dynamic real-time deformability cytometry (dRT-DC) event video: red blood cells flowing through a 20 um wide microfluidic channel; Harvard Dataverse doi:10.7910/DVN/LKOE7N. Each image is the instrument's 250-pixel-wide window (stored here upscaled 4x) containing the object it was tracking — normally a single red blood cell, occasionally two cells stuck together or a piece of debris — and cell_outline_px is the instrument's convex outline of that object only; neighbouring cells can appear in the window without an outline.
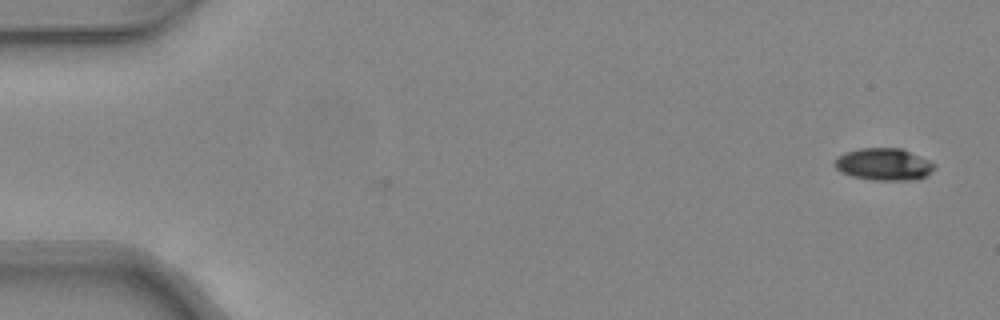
{"species": "common noctule bat (a hibernating species)", "species_latin": "Nyctalus noctula", "temperature_condition": "warm", "stored_images_in_passage": 47, "camera_frame_rate_fps": 3000, "um_per_image_px": 0.085, "animal": {"sex": "female", "body_mass_g": 24.6, "forearm_length_mm": 56.2}, "frame": {"image": 1, "passage_image": 1, "time_ms": 0.0, "image_size_px": [1000, 320], "cell_outline_px": [[936, 168], [932, 172], [916, 180], [872, 180], [852, 176], [840, 172], [836, 168], [836, 160], [844, 152], [860, 148], [900, 148], [928, 160], [936, 164]], "centroid_in_image_um": [75.14, 13.97], "position_along_channel_um": 9.9, "area_um2": 18.55}}
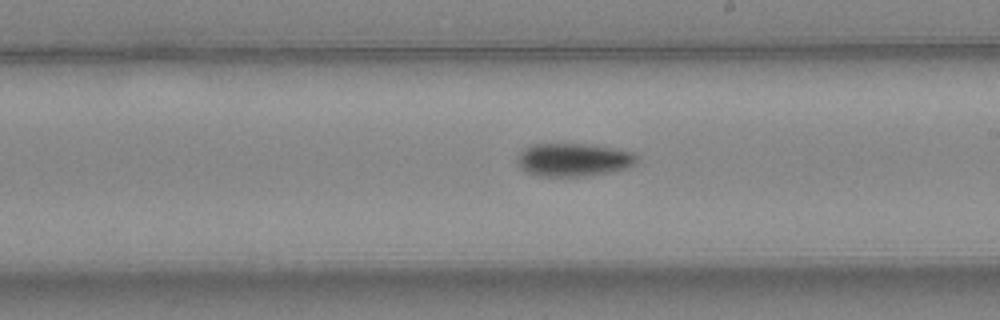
{"frame": {"image": 2, "passage_image": 27, "time_ms": 8.667, "image_size_px": [1000, 320], "cell_outline_px": [[636, 164], [628, 168], [608, 172], [584, 176], [540, 176], [528, 172], [520, 168], [516, 164], [516, 156], [524, 148], [532, 144], [584, 144], [612, 148], [632, 152], [636, 156]], "centroid_in_image_um": [48.69, 13.58], "position_along_channel_um": 240.3, "area_um2": 23.0}}
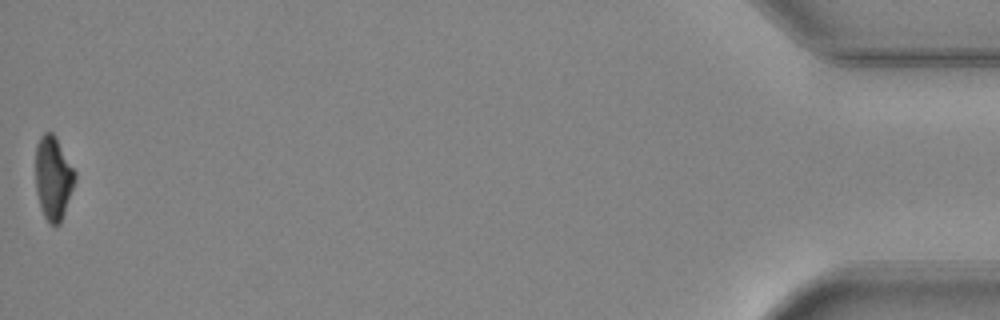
{"frame": {"image": 3, "passage_image": 47, "time_ms": 15.333, "image_size_px": [1000, 320], "cell_outline_px": [[76, 180], [60, 224], [52, 224], [44, 216], [40, 208], [36, 192], [36, 144], [40, 136], [44, 132], [52, 132], [56, 136], [76, 172]], "centroid_in_image_um": [4.53, 15.09], "position_along_channel_um": 430.7, "area_um2": 19.25}, "authors_computed_cell_mechanics": {"area_um2": 20.9814, "velocity_mm_per_s": 4.3469, "shape_relaxation_time_tau1_ms": 3.4322, "shape_relaxation_time_tau2_ms": null, "deformation_change_tau1": 0.163, "deformation_change_tau2": null}}